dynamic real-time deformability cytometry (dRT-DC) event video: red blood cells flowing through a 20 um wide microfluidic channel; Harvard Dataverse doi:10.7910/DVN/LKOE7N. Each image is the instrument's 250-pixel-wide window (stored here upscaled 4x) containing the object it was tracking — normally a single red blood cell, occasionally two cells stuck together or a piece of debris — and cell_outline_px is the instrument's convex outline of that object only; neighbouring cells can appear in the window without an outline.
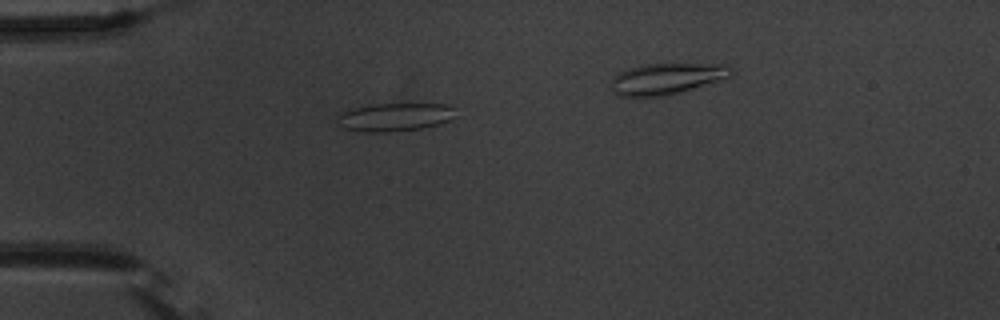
{"species": "common noctule bat (a hibernating species)", "species_latin": "Nyctalus noctula", "temperature_condition": "warm", "stored_images_in_passage": 39, "segment_of_instrument_passage": [1, 2], "camera_frame_rate_fps": 3000, "um_per_image_px": 0.085, "animal": {"sex": "male", "body_mass_g": 20.1, "forearm_length_mm": 53.5}, "frame": {"image": 1, "passage_image": 6, "time_ms": 1.667, "image_size_px": [1000, 320], "cell_outline_px": [[456, 116], [452, 120], [440, 124], [424, 128], [384, 132], [368, 132], [344, 128], [336, 124], [336, 116], [340, 112], [368, 104], [448, 104], [456, 108]], "centroid_in_image_um": [33.58, 9.94], "position_along_channel_um": 51.4, "area_um2": 19.83}}
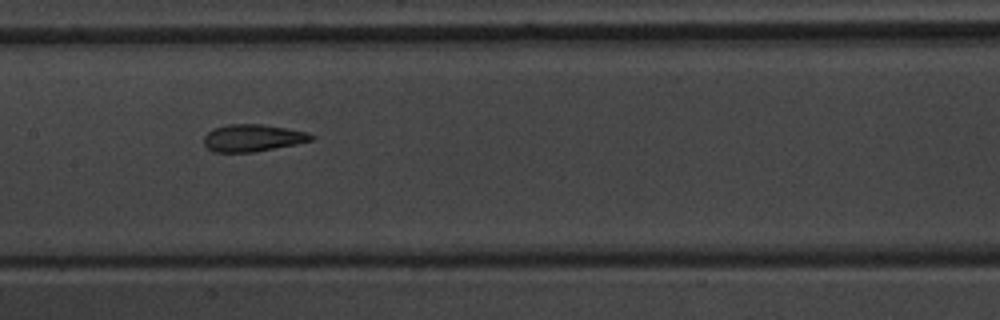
{"frame": {"image": 2, "passage_image": 18, "time_ms": 5.667, "image_size_px": [1000, 320], "cell_outline_px": [[316, 136], [312, 140], [296, 144], [252, 152], [212, 152], [204, 144], [204, 136], [212, 128], [228, 124], [260, 124], [308, 132]], "centroid_in_image_um": [21.45, 11.72], "position_along_channel_um": 185.9, "area_um2": 16.94}}
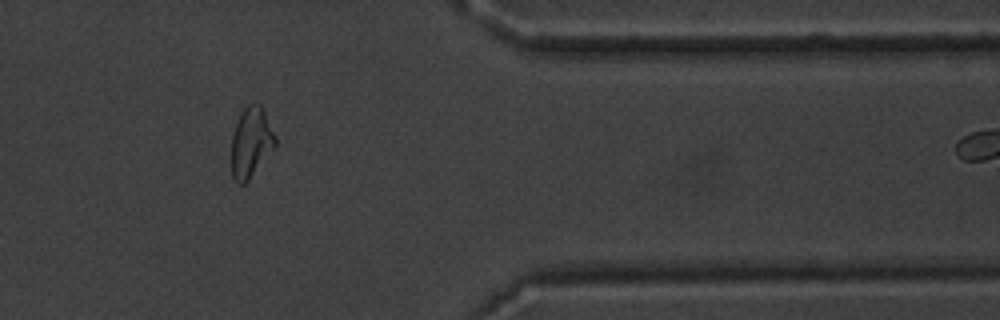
{"frame": {"image": 3, "passage_image": 36, "time_ms": 11.667, "image_size_px": [1000, 320], "cell_outline_px": [[276, 144], [248, 180], [244, 184], [236, 184], [232, 176], [232, 136], [236, 124], [244, 108], [248, 104], [260, 104], [276, 136]], "centroid_in_image_um": [21.32, 12.12], "position_along_channel_um": 390.1, "area_um2": 17.46}}